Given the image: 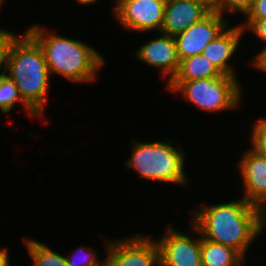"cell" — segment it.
Masks as SVG:
<instances>
[{"instance_id": "6da1fadb", "label": "cell", "mask_w": 266, "mask_h": 266, "mask_svg": "<svg viewBox=\"0 0 266 266\" xmlns=\"http://www.w3.org/2000/svg\"><path fill=\"white\" fill-rule=\"evenodd\" d=\"M192 217L203 238L231 247L244 258L266 226L265 212L243 197L223 204L201 205L193 210Z\"/></svg>"}, {"instance_id": "7a4b0ae2", "label": "cell", "mask_w": 266, "mask_h": 266, "mask_svg": "<svg viewBox=\"0 0 266 266\" xmlns=\"http://www.w3.org/2000/svg\"><path fill=\"white\" fill-rule=\"evenodd\" d=\"M27 32L43 50L50 75L54 73L80 83L97 79V73L105 60L93 46L56 33H48L40 25L30 27Z\"/></svg>"}, {"instance_id": "3957f363", "label": "cell", "mask_w": 266, "mask_h": 266, "mask_svg": "<svg viewBox=\"0 0 266 266\" xmlns=\"http://www.w3.org/2000/svg\"><path fill=\"white\" fill-rule=\"evenodd\" d=\"M5 74L14 80L22 99L41 118L48 103L50 72L43 50L27 31L12 41Z\"/></svg>"}, {"instance_id": "277c9868", "label": "cell", "mask_w": 266, "mask_h": 266, "mask_svg": "<svg viewBox=\"0 0 266 266\" xmlns=\"http://www.w3.org/2000/svg\"><path fill=\"white\" fill-rule=\"evenodd\" d=\"M171 141L139 142L131 140L132 151L126 166L137 171L138 178L160 183L187 184L184 171L185 155L182 147L175 148ZM179 149V150H178Z\"/></svg>"}, {"instance_id": "5b68a950", "label": "cell", "mask_w": 266, "mask_h": 266, "mask_svg": "<svg viewBox=\"0 0 266 266\" xmlns=\"http://www.w3.org/2000/svg\"><path fill=\"white\" fill-rule=\"evenodd\" d=\"M236 78L223 74L220 77L192 81H170L166 88L180 92L182 98L200 110L222 112L240 106L242 91Z\"/></svg>"}, {"instance_id": "8992f818", "label": "cell", "mask_w": 266, "mask_h": 266, "mask_svg": "<svg viewBox=\"0 0 266 266\" xmlns=\"http://www.w3.org/2000/svg\"><path fill=\"white\" fill-rule=\"evenodd\" d=\"M106 242L105 266H161L159 247L150 236L139 234Z\"/></svg>"}, {"instance_id": "52a82bcc", "label": "cell", "mask_w": 266, "mask_h": 266, "mask_svg": "<svg viewBox=\"0 0 266 266\" xmlns=\"http://www.w3.org/2000/svg\"><path fill=\"white\" fill-rule=\"evenodd\" d=\"M113 14L127 30L161 32L166 0H117Z\"/></svg>"}, {"instance_id": "ba28073f", "label": "cell", "mask_w": 266, "mask_h": 266, "mask_svg": "<svg viewBox=\"0 0 266 266\" xmlns=\"http://www.w3.org/2000/svg\"><path fill=\"white\" fill-rule=\"evenodd\" d=\"M191 224L192 233L200 237L192 238L191 235L168 226L162 238L156 240L161 266H202L201 233L193 223Z\"/></svg>"}, {"instance_id": "9c48e42d", "label": "cell", "mask_w": 266, "mask_h": 266, "mask_svg": "<svg viewBox=\"0 0 266 266\" xmlns=\"http://www.w3.org/2000/svg\"><path fill=\"white\" fill-rule=\"evenodd\" d=\"M230 24L224 15L211 11L206 17L174 36L179 59L202 54L205 47Z\"/></svg>"}, {"instance_id": "30bf717a", "label": "cell", "mask_w": 266, "mask_h": 266, "mask_svg": "<svg viewBox=\"0 0 266 266\" xmlns=\"http://www.w3.org/2000/svg\"><path fill=\"white\" fill-rule=\"evenodd\" d=\"M239 170L245 190L242 197L266 212V155L254 148L245 151Z\"/></svg>"}, {"instance_id": "8fae6325", "label": "cell", "mask_w": 266, "mask_h": 266, "mask_svg": "<svg viewBox=\"0 0 266 266\" xmlns=\"http://www.w3.org/2000/svg\"><path fill=\"white\" fill-rule=\"evenodd\" d=\"M160 34L159 37L141 45L135 55L141 62L160 68L163 77L168 78L169 83L179 68L180 59L174 36Z\"/></svg>"}, {"instance_id": "7c38bea8", "label": "cell", "mask_w": 266, "mask_h": 266, "mask_svg": "<svg viewBox=\"0 0 266 266\" xmlns=\"http://www.w3.org/2000/svg\"><path fill=\"white\" fill-rule=\"evenodd\" d=\"M210 12L208 7L194 0H166L161 32L175 36Z\"/></svg>"}, {"instance_id": "4fadbf2b", "label": "cell", "mask_w": 266, "mask_h": 266, "mask_svg": "<svg viewBox=\"0 0 266 266\" xmlns=\"http://www.w3.org/2000/svg\"><path fill=\"white\" fill-rule=\"evenodd\" d=\"M243 31L240 24L230 28L228 26L202 52L222 74L236 77L233 67L228 62L238 49Z\"/></svg>"}, {"instance_id": "5bb4252c", "label": "cell", "mask_w": 266, "mask_h": 266, "mask_svg": "<svg viewBox=\"0 0 266 266\" xmlns=\"http://www.w3.org/2000/svg\"><path fill=\"white\" fill-rule=\"evenodd\" d=\"M202 266H242L246 259L231 247L209 241L201 235Z\"/></svg>"}, {"instance_id": "9a60e30c", "label": "cell", "mask_w": 266, "mask_h": 266, "mask_svg": "<svg viewBox=\"0 0 266 266\" xmlns=\"http://www.w3.org/2000/svg\"><path fill=\"white\" fill-rule=\"evenodd\" d=\"M223 74L203 54L182 59L179 68L171 81H192L220 77Z\"/></svg>"}, {"instance_id": "2e32d148", "label": "cell", "mask_w": 266, "mask_h": 266, "mask_svg": "<svg viewBox=\"0 0 266 266\" xmlns=\"http://www.w3.org/2000/svg\"><path fill=\"white\" fill-rule=\"evenodd\" d=\"M17 102L21 103L30 117L40 116L22 99L19 90L8 75L0 74V110L2 113L7 114L11 109L17 107Z\"/></svg>"}, {"instance_id": "e0dca14e", "label": "cell", "mask_w": 266, "mask_h": 266, "mask_svg": "<svg viewBox=\"0 0 266 266\" xmlns=\"http://www.w3.org/2000/svg\"><path fill=\"white\" fill-rule=\"evenodd\" d=\"M23 241L33 266H68L65 256L53 251L47 245L29 238Z\"/></svg>"}, {"instance_id": "ac0fdd59", "label": "cell", "mask_w": 266, "mask_h": 266, "mask_svg": "<svg viewBox=\"0 0 266 266\" xmlns=\"http://www.w3.org/2000/svg\"><path fill=\"white\" fill-rule=\"evenodd\" d=\"M78 248L79 253L76 252V255H74L75 257H70L69 255L65 256L68 266H105V259L99 261L96 253H93L94 251H91L86 246H79Z\"/></svg>"}, {"instance_id": "d6986e66", "label": "cell", "mask_w": 266, "mask_h": 266, "mask_svg": "<svg viewBox=\"0 0 266 266\" xmlns=\"http://www.w3.org/2000/svg\"><path fill=\"white\" fill-rule=\"evenodd\" d=\"M254 0H218L217 1V13L224 15V12L227 11L229 13L235 14L242 13V15H246V13L251 9Z\"/></svg>"}, {"instance_id": "ffe728a7", "label": "cell", "mask_w": 266, "mask_h": 266, "mask_svg": "<svg viewBox=\"0 0 266 266\" xmlns=\"http://www.w3.org/2000/svg\"><path fill=\"white\" fill-rule=\"evenodd\" d=\"M257 122L251 128L252 148L266 155V118L256 120Z\"/></svg>"}, {"instance_id": "44dd1931", "label": "cell", "mask_w": 266, "mask_h": 266, "mask_svg": "<svg viewBox=\"0 0 266 266\" xmlns=\"http://www.w3.org/2000/svg\"><path fill=\"white\" fill-rule=\"evenodd\" d=\"M14 32H9L0 28V74L5 72L7 65V55L10 45L14 38L17 36ZM4 66V67H3ZM2 67L4 70H2ZM2 70V71H1Z\"/></svg>"}, {"instance_id": "7402d4cb", "label": "cell", "mask_w": 266, "mask_h": 266, "mask_svg": "<svg viewBox=\"0 0 266 266\" xmlns=\"http://www.w3.org/2000/svg\"><path fill=\"white\" fill-rule=\"evenodd\" d=\"M242 29L255 34L258 39L266 43V18L265 19H246L240 24ZM247 29V30H246Z\"/></svg>"}, {"instance_id": "603a6c76", "label": "cell", "mask_w": 266, "mask_h": 266, "mask_svg": "<svg viewBox=\"0 0 266 266\" xmlns=\"http://www.w3.org/2000/svg\"><path fill=\"white\" fill-rule=\"evenodd\" d=\"M246 19H265L266 0H254L251 9L244 16Z\"/></svg>"}, {"instance_id": "cb8c5ba5", "label": "cell", "mask_w": 266, "mask_h": 266, "mask_svg": "<svg viewBox=\"0 0 266 266\" xmlns=\"http://www.w3.org/2000/svg\"><path fill=\"white\" fill-rule=\"evenodd\" d=\"M251 64L254 68L256 67L257 69L264 71V73L266 72V44L264 48L254 56Z\"/></svg>"}, {"instance_id": "d4e9b609", "label": "cell", "mask_w": 266, "mask_h": 266, "mask_svg": "<svg viewBox=\"0 0 266 266\" xmlns=\"http://www.w3.org/2000/svg\"><path fill=\"white\" fill-rule=\"evenodd\" d=\"M7 248L0 249V266H10Z\"/></svg>"}, {"instance_id": "484cf974", "label": "cell", "mask_w": 266, "mask_h": 266, "mask_svg": "<svg viewBox=\"0 0 266 266\" xmlns=\"http://www.w3.org/2000/svg\"><path fill=\"white\" fill-rule=\"evenodd\" d=\"M197 2H200L204 4L206 7H208L211 11L217 12V1L218 0H194Z\"/></svg>"}, {"instance_id": "4316f807", "label": "cell", "mask_w": 266, "mask_h": 266, "mask_svg": "<svg viewBox=\"0 0 266 266\" xmlns=\"http://www.w3.org/2000/svg\"><path fill=\"white\" fill-rule=\"evenodd\" d=\"M74 1H76L77 3L82 4V5H88V4L94 3L98 0H74Z\"/></svg>"}, {"instance_id": "83f0119b", "label": "cell", "mask_w": 266, "mask_h": 266, "mask_svg": "<svg viewBox=\"0 0 266 266\" xmlns=\"http://www.w3.org/2000/svg\"><path fill=\"white\" fill-rule=\"evenodd\" d=\"M3 1H4V0H0V7H1V5H2Z\"/></svg>"}]
</instances>
